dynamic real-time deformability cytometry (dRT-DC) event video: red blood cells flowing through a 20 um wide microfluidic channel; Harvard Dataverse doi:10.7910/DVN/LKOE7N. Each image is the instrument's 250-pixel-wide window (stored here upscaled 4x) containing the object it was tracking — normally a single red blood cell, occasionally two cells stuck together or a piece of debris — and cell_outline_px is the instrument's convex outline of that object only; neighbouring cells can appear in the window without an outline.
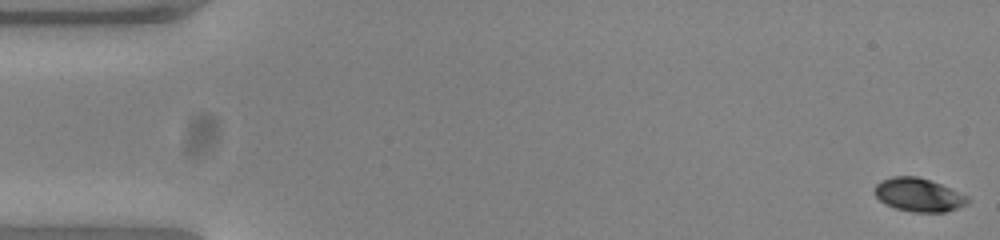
{"species": "common noctule bat (a hibernating species)", "species_latin": "Nyctalus noctula", "temperature_condition": "warm", "stored_images_in_passage": 54, "camera_frame_rate_fps": 3000, "um_per_image_px": 0.085, "animal": {"sex": "female", "body_mass_g": 23.0, "forearm_length_mm": 53.4}, "frame": {"image": 1, "passage_image": 1, "time_ms": 0.0, "image_size_px": [1000, 240], "cell_outline_px": [[968, 204], [944, 212], [912, 212], [896, 208], [884, 204], [876, 196], [876, 184], [880, 180], [892, 176], [916, 176], [940, 184], [968, 196]], "centroid_in_image_um": [78.07, 16.56], "position_along_channel_um": 6.9, "area_um2": 17.92}}
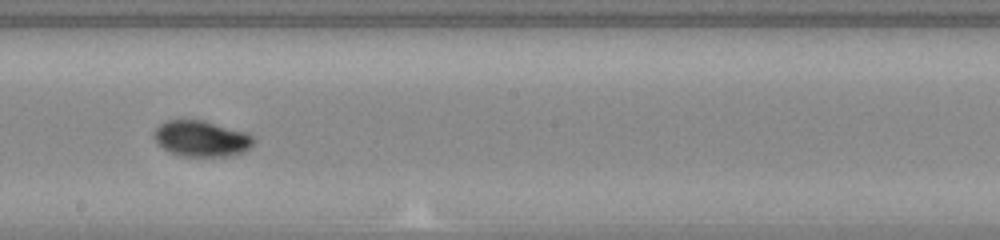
{"frame": {"image": 2, "passage_image": 30, "time_ms": 9.667, "image_size_px": [1000, 240], "cell_outline_px": [[256, 140], [244, 152], [228, 156], [184, 156], [168, 152], [152, 136], [152, 132], [164, 120], [204, 120], [244, 132], [252, 136]], "centroid_in_image_um": [17.09, 11.78], "position_along_channel_um": 231.1, "area_um2": 20.75}}
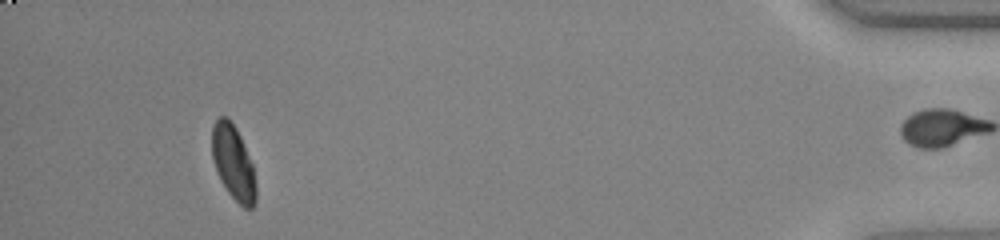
{"frame": {"image": 3, "passage_image": 50, "time_ms": 16.333, "image_size_px": [1000, 240], "cell_outline_px": [[256, 200], [252, 208], [244, 208], [228, 192], [220, 180], [212, 156], [212, 124], [220, 116], [228, 116], [236, 128], [240, 136], [252, 164], [256, 184]], "centroid_in_image_um": [19.82, 13.8], "position_along_channel_um": 415.4, "area_um2": 18.96}, "authors_computed_cell_mechanics": {"area_um2": 19.363, "velocity_mm_per_s": 3.8426, "shape_relaxation_time_tau1_ms": 2.1097, "shape_relaxation_time_tau2_ms": null, "deformation_change_tau1": 0.1342, "deformation_change_tau2": null}}